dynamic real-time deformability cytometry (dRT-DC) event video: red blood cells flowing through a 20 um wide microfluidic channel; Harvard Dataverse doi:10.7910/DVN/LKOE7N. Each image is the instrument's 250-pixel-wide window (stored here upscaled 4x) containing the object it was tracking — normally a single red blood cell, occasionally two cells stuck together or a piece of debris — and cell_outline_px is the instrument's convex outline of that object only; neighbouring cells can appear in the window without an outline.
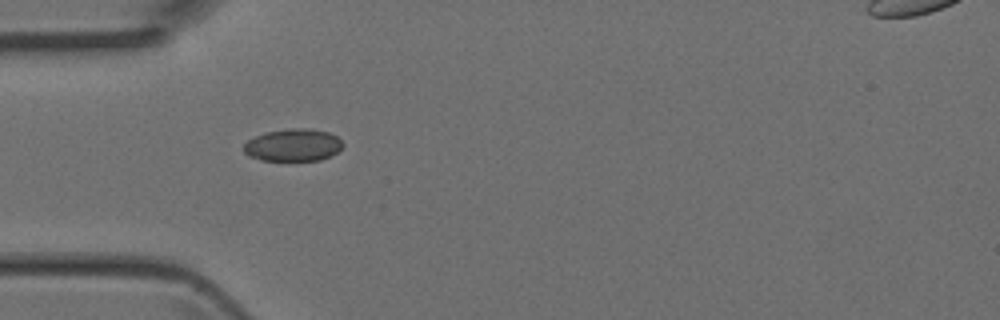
{"species": "Egyptian fruit bat (a non-hibernating species)", "species_latin": "Rousettus aegyptiacus", "temperature_condition": "room temperature", "stored_images_in_passage": 4, "camera_frame_rate_fps": 3000, "um_per_image_px": 0.085, "animal": {"sex": "female"}, "frame": {"image": 1, "passage_image": 3, "time_ms": 0.667, "image_size_px": [1000, 320], "cell_outline_px": [[344, 144], [336, 152], [320, 160], [260, 160], [248, 156], [244, 152], [244, 144], [248, 140], [264, 132], [292, 128], [312, 128], [328, 132], [336, 136]], "centroid_in_image_um": [24.89, 12.32], "position_along_channel_um": 60.1, "area_um2": 18.61}}
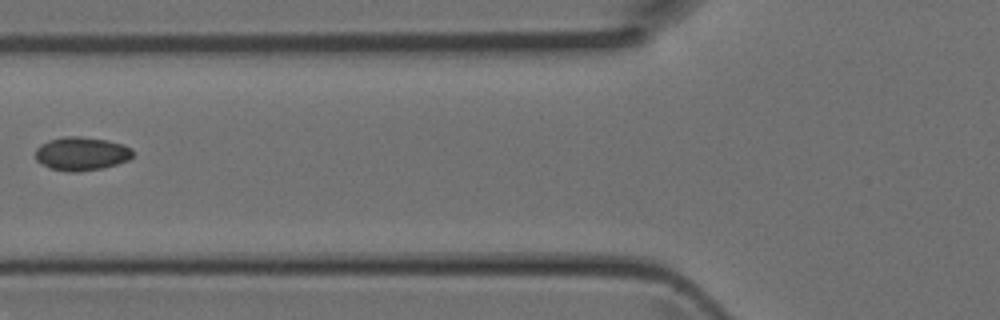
{"frame": {"image": 2, "passage_image": 4, "time_ms": 1.0, "image_size_px": [1000, 320], "cell_outline_px": [[132, 156], [128, 160], [104, 168], [80, 172], [68, 172], [48, 168], [40, 164], [36, 160], [36, 148], [40, 144], [48, 140], [64, 136], [80, 136], [104, 140], [124, 144], [132, 148]], "centroid_in_image_um": [6.89, 13.07], "position_along_channel_um": 118.9, "area_um2": 19.25}}